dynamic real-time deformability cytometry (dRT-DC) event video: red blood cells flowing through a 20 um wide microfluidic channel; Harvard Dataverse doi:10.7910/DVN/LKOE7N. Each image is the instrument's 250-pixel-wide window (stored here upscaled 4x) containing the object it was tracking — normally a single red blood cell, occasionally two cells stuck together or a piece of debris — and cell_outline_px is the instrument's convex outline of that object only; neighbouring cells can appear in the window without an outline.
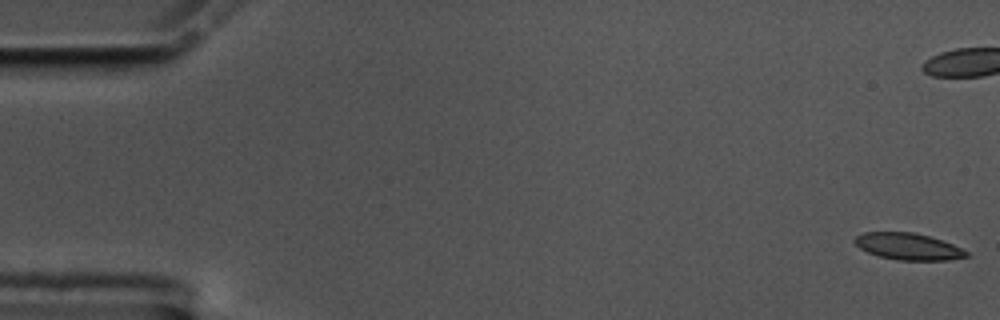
{"species": "common noctule bat (a hibernating species)", "species_latin": "Nyctalus noctula", "temperature_condition": "cold", "stored_images_in_passage": 18, "camera_frame_rate_fps": 3000, "um_per_image_px": 0.085, "animal": {"sex": "male", "body_mass_g": 17.5, "forearm_length_mm": 52.3}, "frame": {"image": 1, "passage_image": 1, "time_ms": 0.0, "image_size_px": [1000, 320], "cell_outline_px": [[968, 256], [948, 260], [896, 260], [880, 256], [868, 252], [860, 248], [852, 240], [856, 236], [864, 232], [912, 232], [928, 236], [952, 244], [968, 252]], "centroid_in_image_um": [77.16, 20.95], "position_along_channel_um": 7.8, "area_um2": 17.17}}